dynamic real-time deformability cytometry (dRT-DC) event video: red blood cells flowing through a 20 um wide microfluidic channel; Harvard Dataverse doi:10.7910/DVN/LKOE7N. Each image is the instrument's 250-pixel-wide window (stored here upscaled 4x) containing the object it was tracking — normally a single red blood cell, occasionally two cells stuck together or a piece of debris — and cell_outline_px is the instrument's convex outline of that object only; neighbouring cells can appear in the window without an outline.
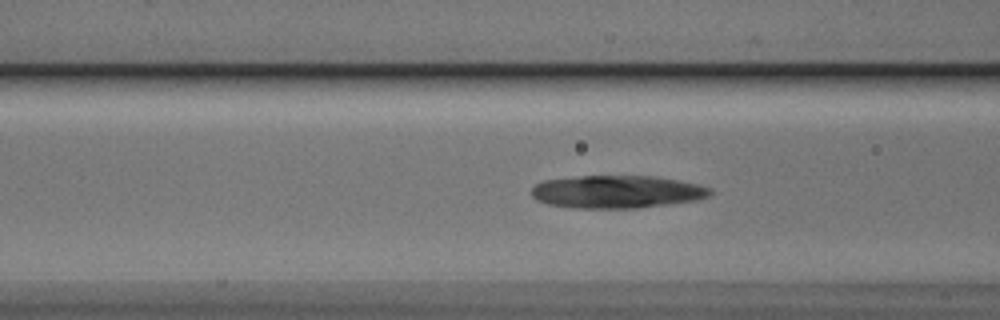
{"species": "Egyptian fruit bat (a non-hibernating species)", "species_latin": "Rousettus aegyptiacus", "temperature_condition": "cold", "stored_images_in_passage": 34, "camera_frame_rate_fps": 3000, "um_per_image_px": 0.085, "animal": {"sex": "male"}, "frame": {"image": 1, "passage_image": 6, "time_ms": 1.667, "image_size_px": [1000, 320], "cell_outline_px": [[712, 196], [696, 200], [668, 204], [636, 208], [572, 208], [548, 204], [536, 200], [532, 196], [532, 188], [536, 184], [544, 180], [580, 176], [652, 176], [676, 180], [696, 184], [712, 188]], "centroid_in_image_um": [52.43, 16.31], "position_along_channel_um": 114.2, "area_um2": 34.1}}
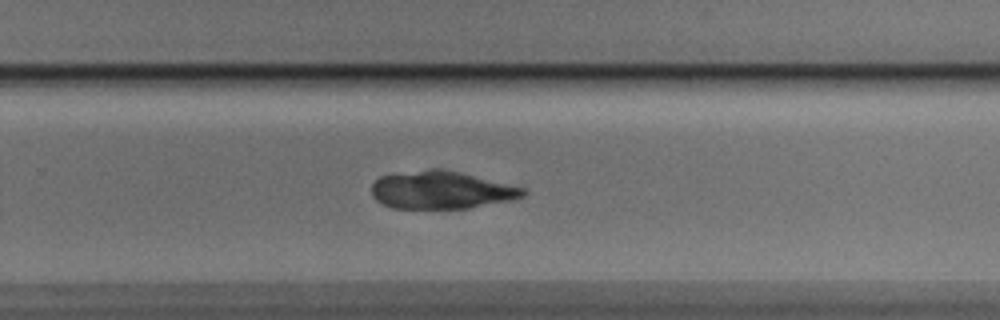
{"frame": {"image": 2, "passage_image": 20, "time_ms": 6.333, "image_size_px": [1000, 320], "cell_outline_px": [[528, 192], [524, 196], [516, 200], [468, 208], [392, 208], [376, 200], [372, 196], [372, 184], [380, 176], [432, 168], [440, 168], [460, 172], [524, 188]], "centroid_in_image_um": [37.54, 16.16], "position_along_channel_um": 292.3, "area_um2": 33.29}}
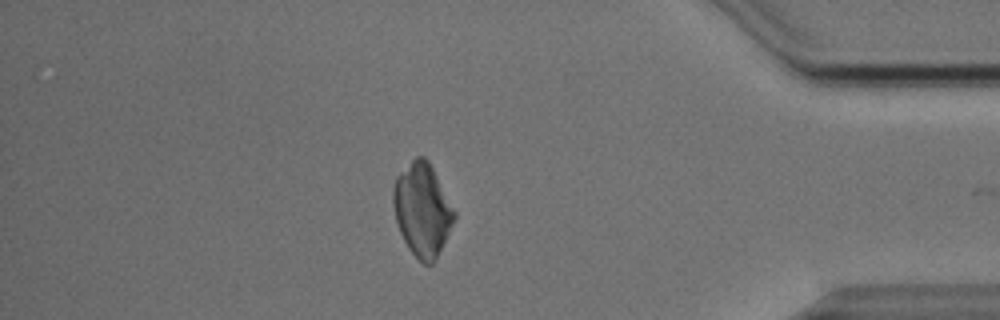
{"frame": {"image": 3, "passage_image": 31, "time_ms": 10.0, "image_size_px": [1000, 320], "cell_outline_px": [[456, 216], [432, 264], [424, 264], [408, 248], [400, 232], [396, 220], [392, 200], [392, 192], [396, 176], [416, 156], [424, 156], [428, 160], [456, 212]], "centroid_in_image_um": [35.87, 17.79], "position_along_channel_um": 399.3, "area_um2": 32.43}}